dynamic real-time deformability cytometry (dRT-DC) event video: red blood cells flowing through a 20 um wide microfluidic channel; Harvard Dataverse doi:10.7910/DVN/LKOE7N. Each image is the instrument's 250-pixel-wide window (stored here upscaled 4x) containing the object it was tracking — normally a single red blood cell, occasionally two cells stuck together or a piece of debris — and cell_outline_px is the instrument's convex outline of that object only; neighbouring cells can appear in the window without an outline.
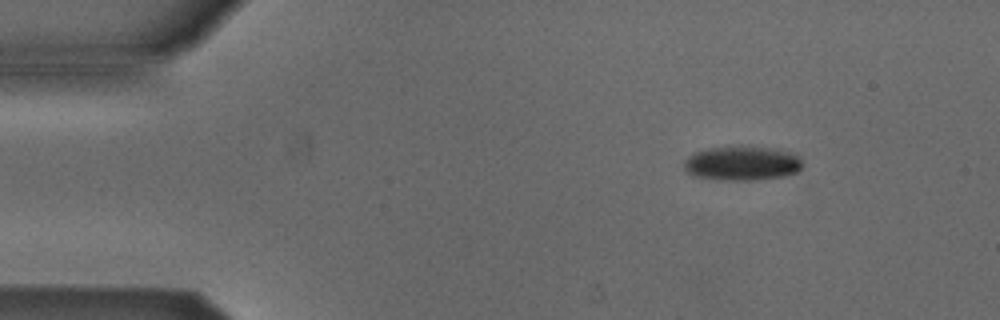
{"species": "Egyptian fruit bat (a non-hibernating species)", "species_latin": "Rousettus aegyptiacus", "temperature_condition": "cold", "stored_images_in_passage": 4, "camera_frame_rate_fps": 3000, "um_per_image_px": 0.085, "animal": {"sex": "male"}, "frame": {"image": 1, "passage_image": 1, "time_ms": 0.0, "image_size_px": [1000, 320], "cell_outline_px": [[800, 168], [796, 172], [784, 176], [752, 180], [716, 180], [692, 176], [684, 168], [684, 160], [688, 156], [696, 152], [712, 148], [768, 148], [788, 152], [796, 156], [800, 160]], "centroid_in_image_um": [63.0, 13.92], "position_along_channel_um": 22.0, "area_um2": 22.95}}
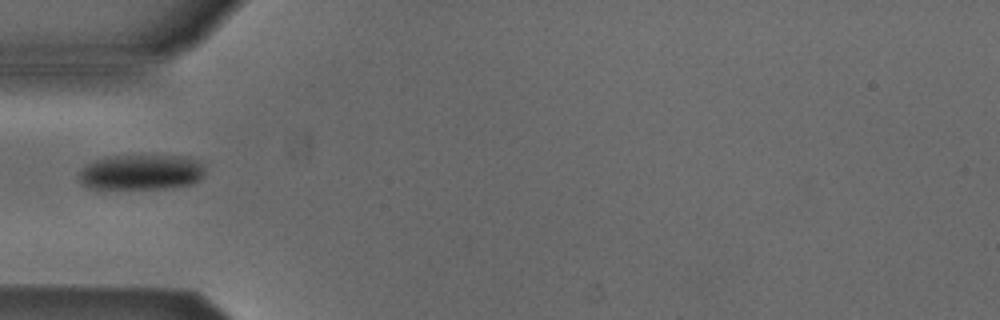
{"frame": {"image": 2, "passage_image": 4, "time_ms": 1.0, "image_size_px": [1000, 320], "cell_outline_px": [[204, 176], [200, 180], [192, 184], [164, 188], [88, 188], [80, 184], [80, 172], [88, 164], [104, 156], [188, 156], [204, 164]], "centroid_in_image_um": [12.04, 14.63], "position_along_channel_um": 73.0, "area_um2": 25.89}}